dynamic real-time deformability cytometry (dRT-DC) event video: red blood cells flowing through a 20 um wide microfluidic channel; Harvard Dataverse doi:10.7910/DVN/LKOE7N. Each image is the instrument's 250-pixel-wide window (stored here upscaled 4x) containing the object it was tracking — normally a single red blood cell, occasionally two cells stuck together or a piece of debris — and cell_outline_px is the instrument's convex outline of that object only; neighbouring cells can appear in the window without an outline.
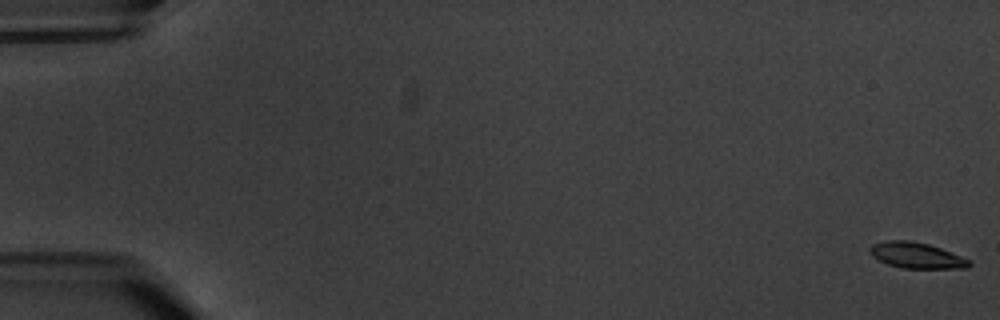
{"species": "common noctule bat (a hibernating species)", "species_latin": "Nyctalus noctula", "temperature_condition": "warm", "stored_images_in_passage": 5, "camera_frame_rate_fps": 3000, "um_per_image_px": 0.085, "animal": {"sex": "male", "body_mass_g": 20.1, "forearm_length_mm": 53.5}, "frame": {"image": 1, "passage_image": 1, "time_ms": 0.0, "image_size_px": [1000, 320], "cell_outline_px": [[972, 264], [968, 268], [900, 268], [888, 264], [872, 256], [868, 252], [868, 248], [872, 244], [888, 240], [908, 240], [928, 244], [940, 248], [972, 260]], "centroid_in_image_um": [77.9, 21.71], "position_along_channel_um": 7.1, "area_um2": 15.03}}